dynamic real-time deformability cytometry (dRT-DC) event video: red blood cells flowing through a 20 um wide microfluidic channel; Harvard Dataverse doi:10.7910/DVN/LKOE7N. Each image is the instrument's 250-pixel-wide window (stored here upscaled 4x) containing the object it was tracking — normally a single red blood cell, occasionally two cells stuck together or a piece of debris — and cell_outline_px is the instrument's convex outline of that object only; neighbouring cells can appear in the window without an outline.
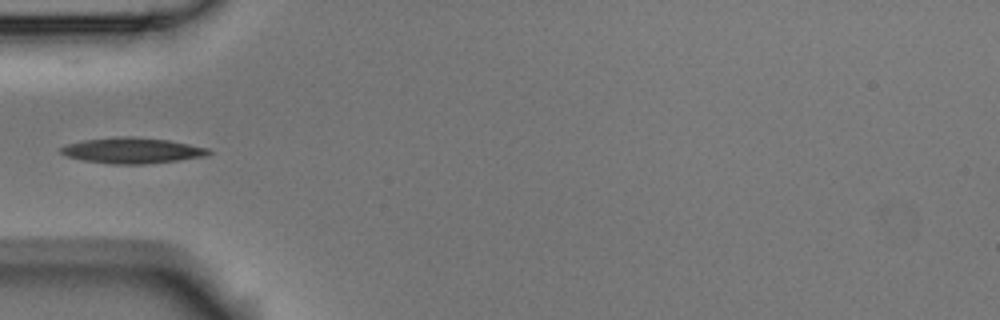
{"species": "Egyptian fruit bat (a non-hibernating species)", "species_latin": "Rousettus aegyptiacus", "temperature_condition": "room temperature", "stored_images_in_passage": 4, "camera_frame_rate_fps": 3000, "um_per_image_px": 0.085, "animal": {"sex": "male"}, "frame": {"image": 1, "passage_image": 3, "time_ms": 0.667, "image_size_px": [1000, 320], "cell_outline_px": [[212, 152], [208, 156], [180, 160], [144, 164], [112, 164], [84, 160], [64, 156], [60, 152], [60, 148], [68, 144], [84, 140], [120, 136], [132, 136], [168, 140], [208, 148]], "centroid_in_image_um": [11.25, 12.79], "position_along_channel_um": 73.7, "area_um2": 22.14}}
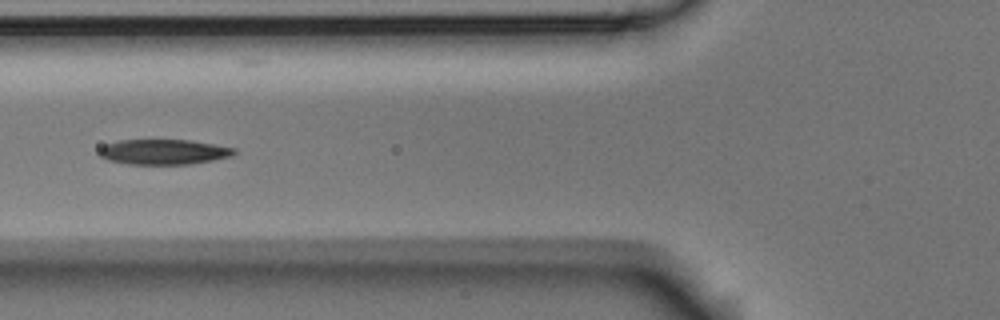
{"frame": {"image": 2, "passage_image": 4, "time_ms": 1.0, "image_size_px": [1000, 320], "cell_outline_px": [[236, 152], [232, 156], [192, 164], [128, 164], [108, 160], [100, 156], [96, 152], [104, 144], [116, 140], [192, 140], [236, 148]], "centroid_in_image_um": [13.88, 12.9], "position_along_channel_um": 111.9, "area_um2": 20.0}}